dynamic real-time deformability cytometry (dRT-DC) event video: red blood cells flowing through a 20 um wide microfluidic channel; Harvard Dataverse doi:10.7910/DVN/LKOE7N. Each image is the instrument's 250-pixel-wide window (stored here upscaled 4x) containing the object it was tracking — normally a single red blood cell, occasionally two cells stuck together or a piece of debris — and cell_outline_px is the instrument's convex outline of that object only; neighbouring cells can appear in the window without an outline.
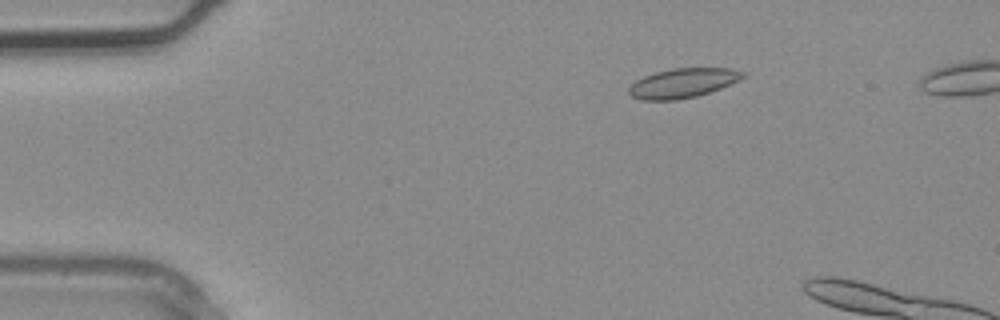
{"species": "common noctule bat (a hibernating species)", "species_latin": "Nyctalus noctula", "temperature_condition": "warm", "stored_images_in_passage": 3, "camera_frame_rate_fps": 3000, "um_per_image_px": 0.085, "animal": {"sex": "male", "body_mass_g": 20.4}, "frame": {"image": 1, "passage_image": 1, "time_ms": 0.0, "image_size_px": [1000, 320], "cell_outline_px": [[744, 76], [740, 80], [720, 88], [696, 96], [676, 100], [640, 100], [632, 96], [628, 92], [628, 88], [636, 80], [644, 76], [656, 72], [672, 68], [732, 68], [744, 72]], "centroid_in_image_um": [58.02, 7.06], "position_along_channel_um": 27.0, "area_um2": 19.48}}